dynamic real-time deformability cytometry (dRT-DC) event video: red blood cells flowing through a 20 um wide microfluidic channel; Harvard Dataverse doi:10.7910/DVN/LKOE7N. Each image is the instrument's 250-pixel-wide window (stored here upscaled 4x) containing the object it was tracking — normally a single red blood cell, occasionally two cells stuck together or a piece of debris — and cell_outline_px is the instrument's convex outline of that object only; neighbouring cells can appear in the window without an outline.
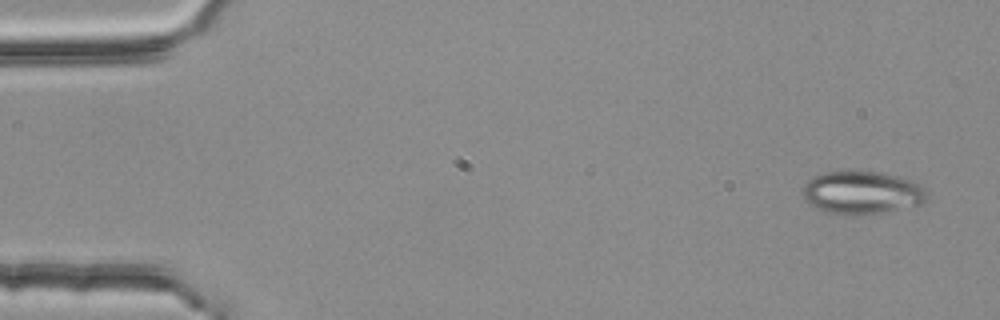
{"species": "common noctule bat (a hibernating species)", "species_latin": "Nyctalus noctula", "temperature_condition": "room temperature", "stored_images_in_passage": 8, "camera_frame_rate_fps": 3000, "um_per_image_px": 0.085, "animal": {"sex": "female", "body_mass_g": 25.1}, "frame": {"image": 1, "passage_image": 1, "time_ms": 0.0, "image_size_px": [1000, 320], "cell_outline_px": [[928, 196], [920, 204], [868, 216], [824, 212], [808, 204], [804, 200], [804, 184], [808, 180], [824, 172], [876, 172], [896, 176], [912, 180], [920, 184], [928, 192]], "centroid_in_image_um": [73.27, 16.4], "position_along_channel_um": 11.7, "area_um2": 31.04}}
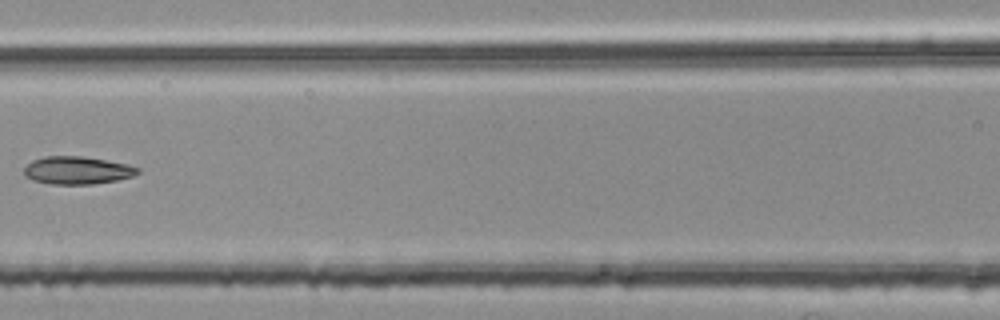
{"frame": {"image": 2, "passage_image": 7, "time_ms": 2.0, "image_size_px": [1000, 320], "cell_outline_px": [[140, 172], [132, 176], [116, 180], [92, 184], [52, 184], [32, 180], [24, 176], [24, 168], [32, 160], [44, 156], [84, 156], [128, 164], [140, 168]], "centroid_in_image_um": [6.55, 14.47], "position_along_channel_um": 160.0, "area_um2": 18.44}}
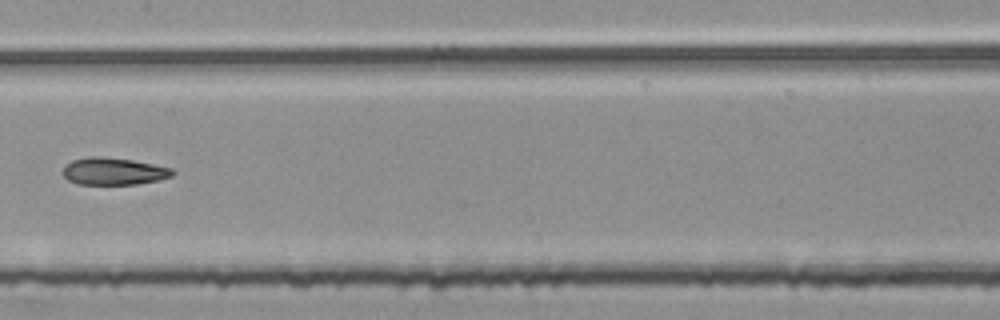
{"frame": {"image": 3, "passage_image": 8, "time_ms": 2.333, "image_size_px": [1000, 320], "cell_outline_px": [[176, 172], [172, 176], [160, 180], [136, 184], [76, 184], [68, 180], [60, 172], [64, 164], [72, 160], [88, 156], [100, 156], [132, 160], [172, 168]], "centroid_in_image_um": [9.61, 14.56], "position_along_channel_um": 197.8, "area_um2": 17.63}}